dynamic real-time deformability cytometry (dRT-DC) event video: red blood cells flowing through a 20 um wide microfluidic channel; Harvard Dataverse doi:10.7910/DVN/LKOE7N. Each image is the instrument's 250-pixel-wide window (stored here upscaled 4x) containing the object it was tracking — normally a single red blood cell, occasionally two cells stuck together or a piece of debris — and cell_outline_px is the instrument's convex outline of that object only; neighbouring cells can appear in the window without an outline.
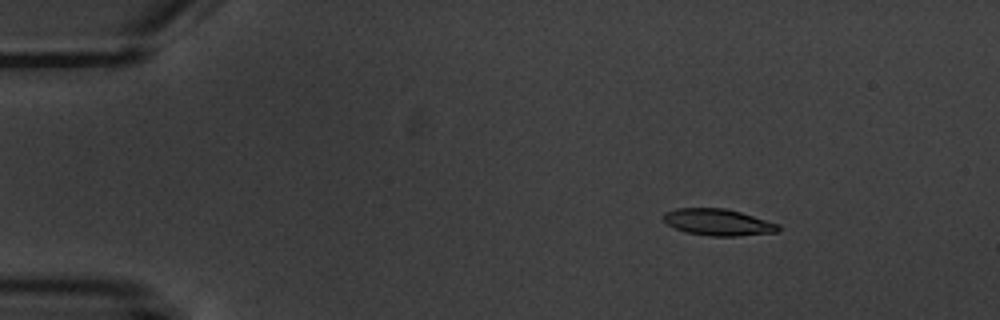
{"species": "common noctule bat (a hibernating species)", "species_latin": "Nyctalus noctula", "temperature_condition": "warm", "stored_images_in_passage": 11, "camera_frame_rate_fps": 3000, "um_per_image_px": 0.085, "animal": {"sex": "male", "body_mass_g": 20.1, "forearm_length_mm": 53.5}, "frame": {"image": 1, "passage_image": 2, "time_ms": 2.333, "image_size_px": [1000, 320], "cell_outline_px": [[780, 228], [776, 232], [736, 236], [708, 236], [684, 232], [668, 224], [664, 220], [664, 212], [676, 208], [724, 208], [740, 212], [780, 224]], "centroid_in_image_um": [61.03, 18.89], "position_along_channel_um": 24.0, "area_um2": 17.74}}
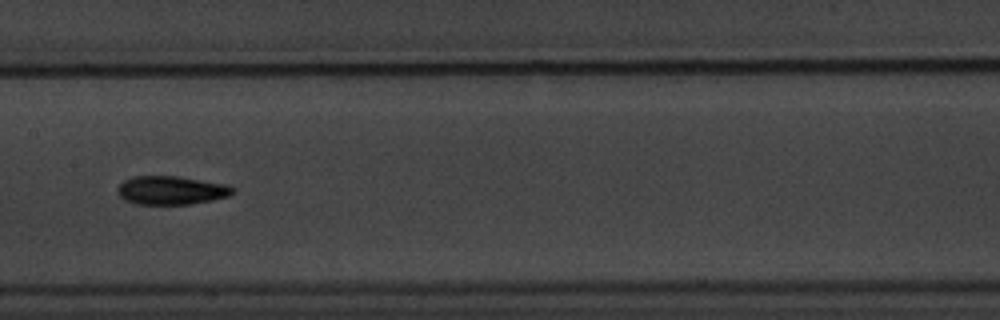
{"frame": {"image": 2, "passage_image": 8, "time_ms": 9.333, "image_size_px": [1000, 320], "cell_outline_px": [[236, 192], [228, 196], [212, 200], [188, 204], [136, 204], [124, 200], [120, 196], [116, 188], [124, 180], [132, 176], [180, 176], [228, 184], [236, 188]], "centroid_in_image_um": [14.58, 16.16], "position_along_channel_um": 192.8, "area_um2": 19.42}}
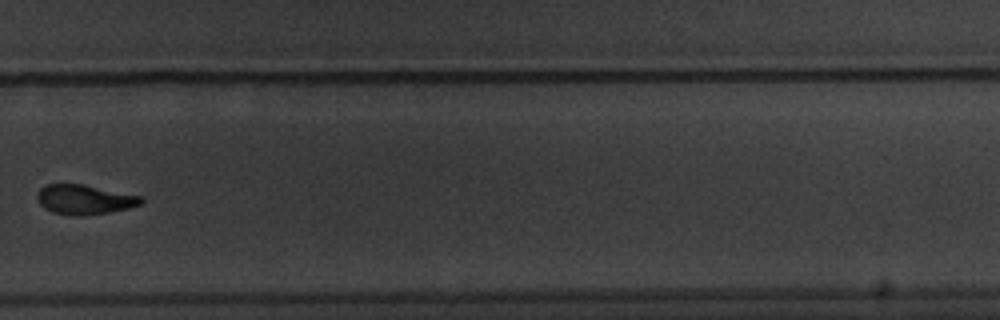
{"frame": {"image": 3, "passage_image": 11, "time_ms": 13.0, "image_size_px": [1000, 320], "cell_outline_px": [[144, 200], [140, 204], [128, 208], [108, 212], [80, 216], [72, 216], [52, 212], [44, 208], [40, 204], [36, 196], [40, 188], [44, 184], [84, 184], [140, 196]], "centroid_in_image_um": [7.13, 16.96], "position_along_channel_um": 322.7, "area_um2": 17.92}}